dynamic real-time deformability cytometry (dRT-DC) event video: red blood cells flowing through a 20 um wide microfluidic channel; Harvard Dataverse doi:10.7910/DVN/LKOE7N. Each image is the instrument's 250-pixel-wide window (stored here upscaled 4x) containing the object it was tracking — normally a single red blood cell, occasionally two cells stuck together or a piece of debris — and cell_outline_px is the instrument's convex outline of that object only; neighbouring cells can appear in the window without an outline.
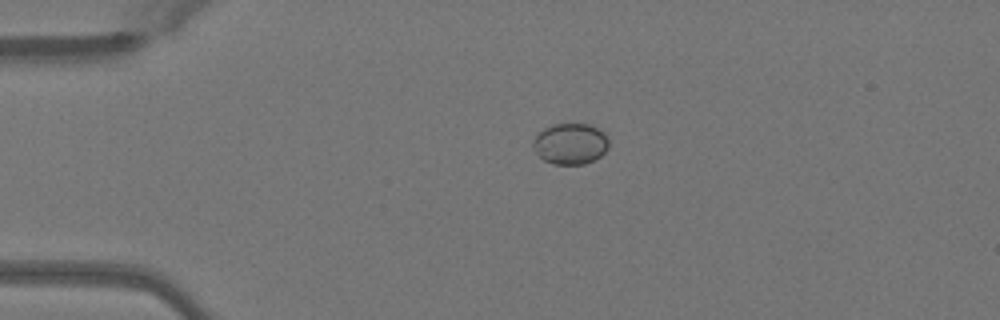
{"species": "Egyptian fruit bat (a non-hibernating species)", "species_latin": "Rousettus aegyptiacus", "temperature_condition": "warm", "stored_images_in_passage": 39, "camera_frame_rate_fps": 3000, "um_per_image_px": 0.085, "animal": {"sex": "female"}, "frame": {"image": 1, "passage_image": 1, "time_ms": 0.0, "image_size_px": [1000, 320], "cell_outline_px": [[608, 148], [600, 156], [584, 164], [552, 164], [544, 160], [532, 148], [532, 140], [544, 128], [552, 124], [588, 124], [604, 132], [608, 140]], "centroid_in_image_um": [48.46, 12.22], "position_along_channel_um": 36.5, "area_um2": 18.03}}
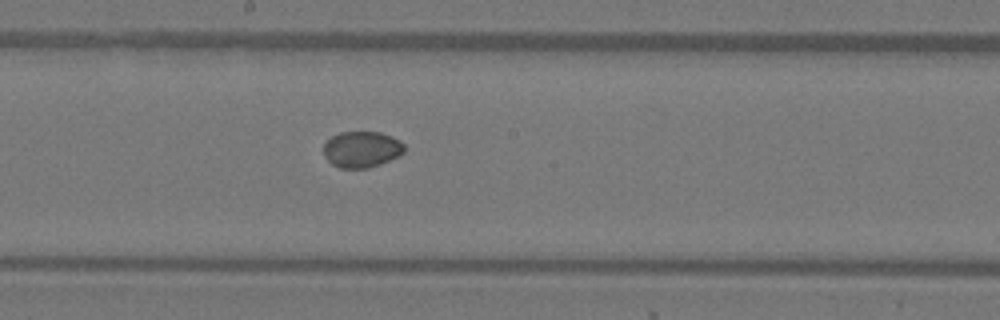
{"frame": {"image": 2, "passage_image": 17, "time_ms": 5.333, "image_size_px": [1000, 320], "cell_outline_px": [[404, 152], [380, 164], [368, 168], [340, 168], [332, 164], [328, 160], [324, 152], [324, 144], [332, 136], [340, 132], [380, 132], [392, 136], [400, 140], [404, 144]], "centroid_in_image_um": [30.75, 12.68], "position_along_channel_um": 217.5, "area_um2": 16.88}}
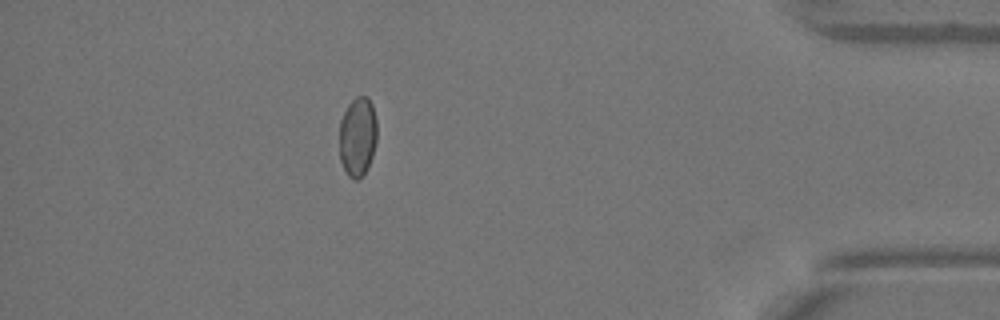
{"frame": {"image": 3, "passage_image": 34, "time_ms": 11.0, "image_size_px": [1000, 320], "cell_outline_px": [[376, 140], [372, 156], [368, 168], [360, 180], [352, 180], [348, 176], [340, 160], [340, 120], [348, 104], [356, 96], [368, 96], [372, 104], [376, 120]], "centroid_in_image_um": [30.4, 11.63], "position_along_channel_um": 404.8, "area_um2": 17.57}, "authors_computed_cell_mechanics": {"area_um2": 17.5134, "velocity_mm_per_s": 4.104, "shape_relaxation_time_tau1_ms": null, "shape_relaxation_time_tau2_ms": 4.1026, "deformation_change_tau1": null, "deformation_change_tau2": 0.0259}}